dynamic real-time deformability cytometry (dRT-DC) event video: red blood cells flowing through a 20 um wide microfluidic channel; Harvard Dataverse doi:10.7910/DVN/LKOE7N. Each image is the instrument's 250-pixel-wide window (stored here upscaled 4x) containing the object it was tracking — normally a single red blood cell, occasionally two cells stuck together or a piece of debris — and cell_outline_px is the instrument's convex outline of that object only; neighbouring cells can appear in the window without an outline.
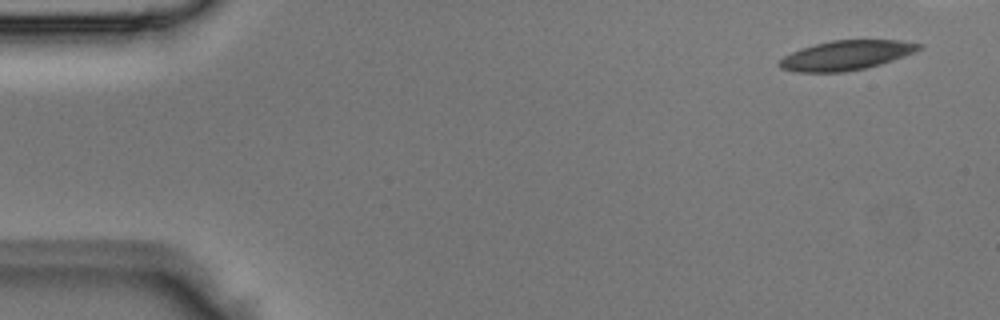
{"species": "Egyptian fruit bat (a non-hibernating species)", "species_latin": "Rousettus aegyptiacus", "temperature_condition": "room temperature", "stored_images_in_passage": 5, "segment_of_instrument_passage": [2, 2], "camera_frame_rate_fps": 3000, "um_per_image_px": 0.085, "animal": {"sex": "male"}, "frame": {"image": 1, "passage_image": 5, "time_ms": 1.333, "image_size_px": [1000, 320], "cell_outline_px": [[924, 48], [916, 52], [880, 64], [864, 68], [844, 72], [796, 72], [780, 68], [776, 64], [784, 56], [800, 48], [832, 40], [900, 40], [924, 44]], "centroid_in_image_um": [71.94, 4.69], "position_along_channel_um": 13.1, "area_um2": 24.1}}